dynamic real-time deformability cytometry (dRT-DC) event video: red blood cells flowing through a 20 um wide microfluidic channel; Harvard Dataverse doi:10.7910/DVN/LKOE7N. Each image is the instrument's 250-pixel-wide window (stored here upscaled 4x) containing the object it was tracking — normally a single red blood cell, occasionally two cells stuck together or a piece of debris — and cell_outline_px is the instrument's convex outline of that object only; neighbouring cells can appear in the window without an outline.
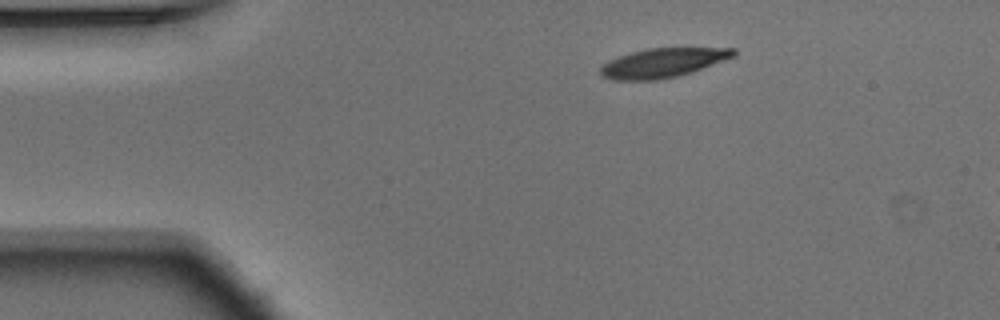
{"species": "Egyptian fruit bat (a non-hibernating species)", "species_latin": "Rousettus aegyptiacus", "temperature_condition": "warm", "stored_images_in_passage": 7, "camera_frame_rate_fps": 3000, "um_per_image_px": 0.085, "animal": {"sex": "male"}, "frame": {"image": 1, "passage_image": 1, "time_ms": 0.0, "image_size_px": [1000, 320], "cell_outline_px": [[736, 56], [692, 72], [676, 76], [656, 80], [612, 80], [600, 76], [600, 68], [608, 60], [632, 52], [648, 48], [736, 48]], "centroid_in_image_um": [56.34, 5.34], "position_along_channel_um": 28.7, "area_um2": 22.66}}